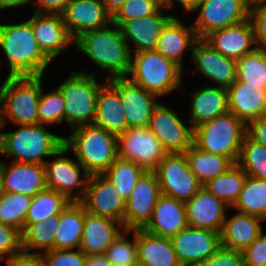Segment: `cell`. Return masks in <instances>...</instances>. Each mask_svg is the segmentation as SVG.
<instances>
[{"label": "cell", "mask_w": 266, "mask_h": 266, "mask_svg": "<svg viewBox=\"0 0 266 266\" xmlns=\"http://www.w3.org/2000/svg\"><path fill=\"white\" fill-rule=\"evenodd\" d=\"M249 19L253 25L256 47L266 51V3L250 5Z\"/></svg>", "instance_id": "obj_49"}, {"label": "cell", "mask_w": 266, "mask_h": 266, "mask_svg": "<svg viewBox=\"0 0 266 266\" xmlns=\"http://www.w3.org/2000/svg\"><path fill=\"white\" fill-rule=\"evenodd\" d=\"M163 5L159 0H126L112 16V23L120 26L124 21L150 16Z\"/></svg>", "instance_id": "obj_45"}, {"label": "cell", "mask_w": 266, "mask_h": 266, "mask_svg": "<svg viewBox=\"0 0 266 266\" xmlns=\"http://www.w3.org/2000/svg\"><path fill=\"white\" fill-rule=\"evenodd\" d=\"M170 240L182 266H197L221 246L220 233L189 226Z\"/></svg>", "instance_id": "obj_18"}, {"label": "cell", "mask_w": 266, "mask_h": 266, "mask_svg": "<svg viewBox=\"0 0 266 266\" xmlns=\"http://www.w3.org/2000/svg\"><path fill=\"white\" fill-rule=\"evenodd\" d=\"M27 21L40 49L51 61L74 45L61 14L34 12Z\"/></svg>", "instance_id": "obj_20"}, {"label": "cell", "mask_w": 266, "mask_h": 266, "mask_svg": "<svg viewBox=\"0 0 266 266\" xmlns=\"http://www.w3.org/2000/svg\"><path fill=\"white\" fill-rule=\"evenodd\" d=\"M180 119L174 109L158 103L148 128L160 141L167 154L185 153L193 145L194 129Z\"/></svg>", "instance_id": "obj_13"}, {"label": "cell", "mask_w": 266, "mask_h": 266, "mask_svg": "<svg viewBox=\"0 0 266 266\" xmlns=\"http://www.w3.org/2000/svg\"><path fill=\"white\" fill-rule=\"evenodd\" d=\"M71 201L55 190L46 188L33 196L25 224L45 221L49 217L58 216Z\"/></svg>", "instance_id": "obj_38"}, {"label": "cell", "mask_w": 266, "mask_h": 266, "mask_svg": "<svg viewBox=\"0 0 266 266\" xmlns=\"http://www.w3.org/2000/svg\"><path fill=\"white\" fill-rule=\"evenodd\" d=\"M5 264L6 266H46L41 254H29L24 252L12 256Z\"/></svg>", "instance_id": "obj_53"}, {"label": "cell", "mask_w": 266, "mask_h": 266, "mask_svg": "<svg viewBox=\"0 0 266 266\" xmlns=\"http://www.w3.org/2000/svg\"><path fill=\"white\" fill-rule=\"evenodd\" d=\"M118 157L154 172L167 154L158 138L148 127L128 128L117 136Z\"/></svg>", "instance_id": "obj_12"}, {"label": "cell", "mask_w": 266, "mask_h": 266, "mask_svg": "<svg viewBox=\"0 0 266 266\" xmlns=\"http://www.w3.org/2000/svg\"><path fill=\"white\" fill-rule=\"evenodd\" d=\"M197 266H245L243 251L220 246L217 251Z\"/></svg>", "instance_id": "obj_48"}, {"label": "cell", "mask_w": 266, "mask_h": 266, "mask_svg": "<svg viewBox=\"0 0 266 266\" xmlns=\"http://www.w3.org/2000/svg\"><path fill=\"white\" fill-rule=\"evenodd\" d=\"M182 18L173 16L163 27L156 51L169 61L176 64L181 70L184 69L183 58L186 49L190 51L198 39L192 23L186 26Z\"/></svg>", "instance_id": "obj_25"}, {"label": "cell", "mask_w": 266, "mask_h": 266, "mask_svg": "<svg viewBox=\"0 0 266 266\" xmlns=\"http://www.w3.org/2000/svg\"><path fill=\"white\" fill-rule=\"evenodd\" d=\"M32 199L33 196L26 194L2 192L0 195V223L22 232Z\"/></svg>", "instance_id": "obj_39"}, {"label": "cell", "mask_w": 266, "mask_h": 266, "mask_svg": "<svg viewBox=\"0 0 266 266\" xmlns=\"http://www.w3.org/2000/svg\"><path fill=\"white\" fill-rule=\"evenodd\" d=\"M154 172L162 195L185 203L202 187L191 172L185 153L166 154Z\"/></svg>", "instance_id": "obj_11"}, {"label": "cell", "mask_w": 266, "mask_h": 266, "mask_svg": "<svg viewBox=\"0 0 266 266\" xmlns=\"http://www.w3.org/2000/svg\"><path fill=\"white\" fill-rule=\"evenodd\" d=\"M139 266H182L170 238L135 229Z\"/></svg>", "instance_id": "obj_30"}, {"label": "cell", "mask_w": 266, "mask_h": 266, "mask_svg": "<svg viewBox=\"0 0 266 266\" xmlns=\"http://www.w3.org/2000/svg\"><path fill=\"white\" fill-rule=\"evenodd\" d=\"M126 0H102L107 11L113 16Z\"/></svg>", "instance_id": "obj_56"}, {"label": "cell", "mask_w": 266, "mask_h": 266, "mask_svg": "<svg viewBox=\"0 0 266 266\" xmlns=\"http://www.w3.org/2000/svg\"><path fill=\"white\" fill-rule=\"evenodd\" d=\"M41 256L46 266H86V255L80 249H53Z\"/></svg>", "instance_id": "obj_46"}, {"label": "cell", "mask_w": 266, "mask_h": 266, "mask_svg": "<svg viewBox=\"0 0 266 266\" xmlns=\"http://www.w3.org/2000/svg\"><path fill=\"white\" fill-rule=\"evenodd\" d=\"M42 77L7 75L0 87V129L8 124V120L14 126L39 124Z\"/></svg>", "instance_id": "obj_4"}, {"label": "cell", "mask_w": 266, "mask_h": 266, "mask_svg": "<svg viewBox=\"0 0 266 266\" xmlns=\"http://www.w3.org/2000/svg\"><path fill=\"white\" fill-rule=\"evenodd\" d=\"M107 82L119 93L128 128L148 127L159 97L128 77L113 78Z\"/></svg>", "instance_id": "obj_15"}, {"label": "cell", "mask_w": 266, "mask_h": 266, "mask_svg": "<svg viewBox=\"0 0 266 266\" xmlns=\"http://www.w3.org/2000/svg\"><path fill=\"white\" fill-rule=\"evenodd\" d=\"M95 72H72L57 89L65 100L64 121L70 129L93 124L96 117L97 97L107 81L98 82Z\"/></svg>", "instance_id": "obj_6"}, {"label": "cell", "mask_w": 266, "mask_h": 266, "mask_svg": "<svg viewBox=\"0 0 266 266\" xmlns=\"http://www.w3.org/2000/svg\"><path fill=\"white\" fill-rule=\"evenodd\" d=\"M240 213L266 219V180L247 176L242 191L233 205Z\"/></svg>", "instance_id": "obj_37"}, {"label": "cell", "mask_w": 266, "mask_h": 266, "mask_svg": "<svg viewBox=\"0 0 266 266\" xmlns=\"http://www.w3.org/2000/svg\"><path fill=\"white\" fill-rule=\"evenodd\" d=\"M187 227L185 202L161 195L150 221L143 229L153 235L171 238Z\"/></svg>", "instance_id": "obj_27"}, {"label": "cell", "mask_w": 266, "mask_h": 266, "mask_svg": "<svg viewBox=\"0 0 266 266\" xmlns=\"http://www.w3.org/2000/svg\"><path fill=\"white\" fill-rule=\"evenodd\" d=\"M86 266H112L104 253L86 255Z\"/></svg>", "instance_id": "obj_54"}, {"label": "cell", "mask_w": 266, "mask_h": 266, "mask_svg": "<svg viewBox=\"0 0 266 266\" xmlns=\"http://www.w3.org/2000/svg\"><path fill=\"white\" fill-rule=\"evenodd\" d=\"M85 207L80 202H71L60 214L54 249H79L83 233Z\"/></svg>", "instance_id": "obj_33"}, {"label": "cell", "mask_w": 266, "mask_h": 266, "mask_svg": "<svg viewBox=\"0 0 266 266\" xmlns=\"http://www.w3.org/2000/svg\"><path fill=\"white\" fill-rule=\"evenodd\" d=\"M191 172L204 185L208 180L225 173L234 163L227 157L201 151L194 144L185 152Z\"/></svg>", "instance_id": "obj_35"}, {"label": "cell", "mask_w": 266, "mask_h": 266, "mask_svg": "<svg viewBox=\"0 0 266 266\" xmlns=\"http://www.w3.org/2000/svg\"><path fill=\"white\" fill-rule=\"evenodd\" d=\"M22 252L21 232L14 227L0 223V264Z\"/></svg>", "instance_id": "obj_47"}, {"label": "cell", "mask_w": 266, "mask_h": 266, "mask_svg": "<svg viewBox=\"0 0 266 266\" xmlns=\"http://www.w3.org/2000/svg\"><path fill=\"white\" fill-rule=\"evenodd\" d=\"M193 92L189 107L191 115L187 121L193 129L228 112L227 89L209 85Z\"/></svg>", "instance_id": "obj_31"}, {"label": "cell", "mask_w": 266, "mask_h": 266, "mask_svg": "<svg viewBox=\"0 0 266 266\" xmlns=\"http://www.w3.org/2000/svg\"><path fill=\"white\" fill-rule=\"evenodd\" d=\"M246 178L247 175L244 170L237 163H234L225 173L208 180L202 186L226 205L233 207Z\"/></svg>", "instance_id": "obj_36"}, {"label": "cell", "mask_w": 266, "mask_h": 266, "mask_svg": "<svg viewBox=\"0 0 266 266\" xmlns=\"http://www.w3.org/2000/svg\"><path fill=\"white\" fill-rule=\"evenodd\" d=\"M93 125L118 136L128 129L119 93L107 82L97 97L96 117Z\"/></svg>", "instance_id": "obj_32"}, {"label": "cell", "mask_w": 266, "mask_h": 266, "mask_svg": "<svg viewBox=\"0 0 266 266\" xmlns=\"http://www.w3.org/2000/svg\"><path fill=\"white\" fill-rule=\"evenodd\" d=\"M74 47L92 62L109 73L106 80L127 77L131 68L129 46L118 25L83 33L74 41Z\"/></svg>", "instance_id": "obj_1"}, {"label": "cell", "mask_w": 266, "mask_h": 266, "mask_svg": "<svg viewBox=\"0 0 266 266\" xmlns=\"http://www.w3.org/2000/svg\"><path fill=\"white\" fill-rule=\"evenodd\" d=\"M249 10V0H201L189 12L197 13L192 25L197 38L204 39L213 31L249 19Z\"/></svg>", "instance_id": "obj_9"}, {"label": "cell", "mask_w": 266, "mask_h": 266, "mask_svg": "<svg viewBox=\"0 0 266 266\" xmlns=\"http://www.w3.org/2000/svg\"><path fill=\"white\" fill-rule=\"evenodd\" d=\"M69 152L63 144L53 155L55 159L44 163L47 188L63 194L71 202H80L86 193L89 174L78 161L64 156Z\"/></svg>", "instance_id": "obj_10"}, {"label": "cell", "mask_w": 266, "mask_h": 266, "mask_svg": "<svg viewBox=\"0 0 266 266\" xmlns=\"http://www.w3.org/2000/svg\"><path fill=\"white\" fill-rule=\"evenodd\" d=\"M80 203L87 212L113 219L124 226L126 201L103 174L89 176L86 193Z\"/></svg>", "instance_id": "obj_14"}, {"label": "cell", "mask_w": 266, "mask_h": 266, "mask_svg": "<svg viewBox=\"0 0 266 266\" xmlns=\"http://www.w3.org/2000/svg\"><path fill=\"white\" fill-rule=\"evenodd\" d=\"M247 125L231 112H226L194 128L193 144L201 151L218 154L236 163Z\"/></svg>", "instance_id": "obj_7"}, {"label": "cell", "mask_w": 266, "mask_h": 266, "mask_svg": "<svg viewBox=\"0 0 266 266\" xmlns=\"http://www.w3.org/2000/svg\"><path fill=\"white\" fill-rule=\"evenodd\" d=\"M250 5L252 4H260V3H266V0H249Z\"/></svg>", "instance_id": "obj_58"}, {"label": "cell", "mask_w": 266, "mask_h": 266, "mask_svg": "<svg viewBox=\"0 0 266 266\" xmlns=\"http://www.w3.org/2000/svg\"><path fill=\"white\" fill-rule=\"evenodd\" d=\"M246 134L266 148V116L250 121L247 124Z\"/></svg>", "instance_id": "obj_51"}, {"label": "cell", "mask_w": 266, "mask_h": 266, "mask_svg": "<svg viewBox=\"0 0 266 266\" xmlns=\"http://www.w3.org/2000/svg\"><path fill=\"white\" fill-rule=\"evenodd\" d=\"M70 0H31L34 12L61 14Z\"/></svg>", "instance_id": "obj_52"}, {"label": "cell", "mask_w": 266, "mask_h": 266, "mask_svg": "<svg viewBox=\"0 0 266 266\" xmlns=\"http://www.w3.org/2000/svg\"><path fill=\"white\" fill-rule=\"evenodd\" d=\"M129 234H133L131 241L126 236ZM104 255L112 266H139L135 229H124L110 244Z\"/></svg>", "instance_id": "obj_43"}, {"label": "cell", "mask_w": 266, "mask_h": 266, "mask_svg": "<svg viewBox=\"0 0 266 266\" xmlns=\"http://www.w3.org/2000/svg\"><path fill=\"white\" fill-rule=\"evenodd\" d=\"M0 49L8 61V76H44L52 62L40 49L27 20L0 23Z\"/></svg>", "instance_id": "obj_2"}, {"label": "cell", "mask_w": 266, "mask_h": 266, "mask_svg": "<svg viewBox=\"0 0 266 266\" xmlns=\"http://www.w3.org/2000/svg\"><path fill=\"white\" fill-rule=\"evenodd\" d=\"M162 4L168 5L170 0H159Z\"/></svg>", "instance_id": "obj_59"}, {"label": "cell", "mask_w": 266, "mask_h": 266, "mask_svg": "<svg viewBox=\"0 0 266 266\" xmlns=\"http://www.w3.org/2000/svg\"><path fill=\"white\" fill-rule=\"evenodd\" d=\"M185 207L189 227L211 229L218 233L226 218V210L230 208L203 186L185 203Z\"/></svg>", "instance_id": "obj_23"}, {"label": "cell", "mask_w": 266, "mask_h": 266, "mask_svg": "<svg viewBox=\"0 0 266 266\" xmlns=\"http://www.w3.org/2000/svg\"><path fill=\"white\" fill-rule=\"evenodd\" d=\"M236 163L247 176L266 180V148L253 141L247 134Z\"/></svg>", "instance_id": "obj_41"}, {"label": "cell", "mask_w": 266, "mask_h": 266, "mask_svg": "<svg viewBox=\"0 0 266 266\" xmlns=\"http://www.w3.org/2000/svg\"><path fill=\"white\" fill-rule=\"evenodd\" d=\"M204 40L224 56L236 61L257 48L250 19L213 31Z\"/></svg>", "instance_id": "obj_24"}, {"label": "cell", "mask_w": 266, "mask_h": 266, "mask_svg": "<svg viewBox=\"0 0 266 266\" xmlns=\"http://www.w3.org/2000/svg\"><path fill=\"white\" fill-rule=\"evenodd\" d=\"M12 132H0V154L10 157L12 162L38 163L44 165L45 157L53 158L64 144V136L47 130V125H18Z\"/></svg>", "instance_id": "obj_5"}, {"label": "cell", "mask_w": 266, "mask_h": 266, "mask_svg": "<svg viewBox=\"0 0 266 266\" xmlns=\"http://www.w3.org/2000/svg\"><path fill=\"white\" fill-rule=\"evenodd\" d=\"M243 254L245 266H266V234L262 232Z\"/></svg>", "instance_id": "obj_50"}, {"label": "cell", "mask_w": 266, "mask_h": 266, "mask_svg": "<svg viewBox=\"0 0 266 266\" xmlns=\"http://www.w3.org/2000/svg\"><path fill=\"white\" fill-rule=\"evenodd\" d=\"M59 215L45 221L25 224L21 232V247L24 253L43 254L54 249V238L58 231ZM31 250L33 252H31ZM34 250H37L34 252ZM41 251V252H40Z\"/></svg>", "instance_id": "obj_34"}, {"label": "cell", "mask_w": 266, "mask_h": 266, "mask_svg": "<svg viewBox=\"0 0 266 266\" xmlns=\"http://www.w3.org/2000/svg\"><path fill=\"white\" fill-rule=\"evenodd\" d=\"M181 70L156 50L131 54L128 78L158 97L165 96L182 86Z\"/></svg>", "instance_id": "obj_8"}, {"label": "cell", "mask_w": 266, "mask_h": 266, "mask_svg": "<svg viewBox=\"0 0 266 266\" xmlns=\"http://www.w3.org/2000/svg\"><path fill=\"white\" fill-rule=\"evenodd\" d=\"M123 224L113 219L86 211L80 250L85 255L104 253L124 230Z\"/></svg>", "instance_id": "obj_28"}, {"label": "cell", "mask_w": 266, "mask_h": 266, "mask_svg": "<svg viewBox=\"0 0 266 266\" xmlns=\"http://www.w3.org/2000/svg\"><path fill=\"white\" fill-rule=\"evenodd\" d=\"M178 2V4H180V6H182V8L185 11H188L194 7L198 2H200L201 0H176ZM174 0H170L169 4L167 5L169 8L174 7Z\"/></svg>", "instance_id": "obj_57"}, {"label": "cell", "mask_w": 266, "mask_h": 266, "mask_svg": "<svg viewBox=\"0 0 266 266\" xmlns=\"http://www.w3.org/2000/svg\"><path fill=\"white\" fill-rule=\"evenodd\" d=\"M61 15L74 41L83 33L105 28L112 23V15L102 0H70Z\"/></svg>", "instance_id": "obj_19"}, {"label": "cell", "mask_w": 266, "mask_h": 266, "mask_svg": "<svg viewBox=\"0 0 266 266\" xmlns=\"http://www.w3.org/2000/svg\"><path fill=\"white\" fill-rule=\"evenodd\" d=\"M145 172L136 163L118 157L103 175L112 182L126 201Z\"/></svg>", "instance_id": "obj_40"}, {"label": "cell", "mask_w": 266, "mask_h": 266, "mask_svg": "<svg viewBox=\"0 0 266 266\" xmlns=\"http://www.w3.org/2000/svg\"><path fill=\"white\" fill-rule=\"evenodd\" d=\"M161 188L155 172H145L126 200L124 228L143 229L150 221L160 196Z\"/></svg>", "instance_id": "obj_16"}, {"label": "cell", "mask_w": 266, "mask_h": 266, "mask_svg": "<svg viewBox=\"0 0 266 266\" xmlns=\"http://www.w3.org/2000/svg\"><path fill=\"white\" fill-rule=\"evenodd\" d=\"M263 219L238 212L226 218L220 232V244L223 247L244 251L262 233Z\"/></svg>", "instance_id": "obj_29"}, {"label": "cell", "mask_w": 266, "mask_h": 266, "mask_svg": "<svg viewBox=\"0 0 266 266\" xmlns=\"http://www.w3.org/2000/svg\"><path fill=\"white\" fill-rule=\"evenodd\" d=\"M65 100L61 92L55 88L54 91L45 94L43 86L38 105L39 124L58 125L64 121Z\"/></svg>", "instance_id": "obj_44"}, {"label": "cell", "mask_w": 266, "mask_h": 266, "mask_svg": "<svg viewBox=\"0 0 266 266\" xmlns=\"http://www.w3.org/2000/svg\"><path fill=\"white\" fill-rule=\"evenodd\" d=\"M31 4V0H0V11L10 8H18Z\"/></svg>", "instance_id": "obj_55"}, {"label": "cell", "mask_w": 266, "mask_h": 266, "mask_svg": "<svg viewBox=\"0 0 266 266\" xmlns=\"http://www.w3.org/2000/svg\"><path fill=\"white\" fill-rule=\"evenodd\" d=\"M228 111L246 125L266 116V89L236 81L227 89Z\"/></svg>", "instance_id": "obj_26"}, {"label": "cell", "mask_w": 266, "mask_h": 266, "mask_svg": "<svg viewBox=\"0 0 266 266\" xmlns=\"http://www.w3.org/2000/svg\"><path fill=\"white\" fill-rule=\"evenodd\" d=\"M195 73L212 80L218 87L228 89L237 78V61L215 50L204 39H197L190 52Z\"/></svg>", "instance_id": "obj_17"}, {"label": "cell", "mask_w": 266, "mask_h": 266, "mask_svg": "<svg viewBox=\"0 0 266 266\" xmlns=\"http://www.w3.org/2000/svg\"><path fill=\"white\" fill-rule=\"evenodd\" d=\"M164 9L170 10L167 5H163L156 13L150 16L124 21L119 26L131 54L156 50L163 27L173 17L171 14L164 15ZM132 44L135 45L134 49H131Z\"/></svg>", "instance_id": "obj_22"}, {"label": "cell", "mask_w": 266, "mask_h": 266, "mask_svg": "<svg viewBox=\"0 0 266 266\" xmlns=\"http://www.w3.org/2000/svg\"><path fill=\"white\" fill-rule=\"evenodd\" d=\"M64 137V145L90 175L104 174L118 158L117 136L93 124L80 125Z\"/></svg>", "instance_id": "obj_3"}, {"label": "cell", "mask_w": 266, "mask_h": 266, "mask_svg": "<svg viewBox=\"0 0 266 266\" xmlns=\"http://www.w3.org/2000/svg\"><path fill=\"white\" fill-rule=\"evenodd\" d=\"M0 161L1 192L35 196L47 188L44 165Z\"/></svg>", "instance_id": "obj_21"}, {"label": "cell", "mask_w": 266, "mask_h": 266, "mask_svg": "<svg viewBox=\"0 0 266 266\" xmlns=\"http://www.w3.org/2000/svg\"><path fill=\"white\" fill-rule=\"evenodd\" d=\"M238 81L266 89V51L256 48L237 60Z\"/></svg>", "instance_id": "obj_42"}]
</instances>
